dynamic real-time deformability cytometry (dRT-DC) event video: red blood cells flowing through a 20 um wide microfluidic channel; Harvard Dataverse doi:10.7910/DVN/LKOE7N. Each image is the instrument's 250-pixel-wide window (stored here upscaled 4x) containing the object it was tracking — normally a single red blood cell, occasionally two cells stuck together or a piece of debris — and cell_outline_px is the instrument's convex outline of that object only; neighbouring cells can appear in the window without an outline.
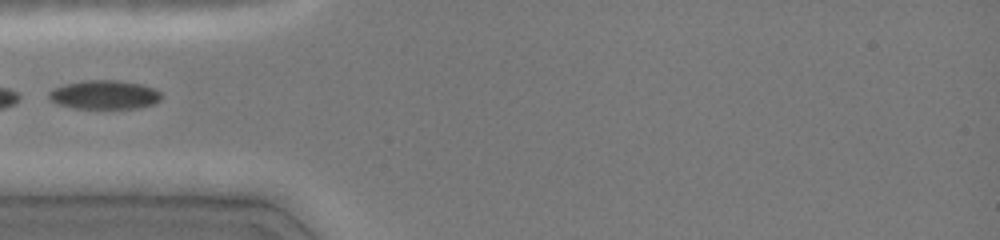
{"species": "common noctule bat (a hibernating species)", "species_latin": "Nyctalus noctula", "temperature_condition": "cold", "stored_images_in_passage": 25, "camera_frame_rate_fps": 3000, "um_per_image_px": 0.085, "animal": {"sex": "female", "body_mass_g": 19.0, "forearm_length_mm": 51.5}, "frame": {"image": 1, "passage_image": 1, "time_ms": 0.0, "image_size_px": [1000, 240], "cell_outline_px": [[160, 100], [156, 104], [136, 108], [76, 108], [56, 104], [48, 96], [48, 92], [52, 88], [64, 84], [84, 80], [120, 80], [140, 84], [152, 88], [160, 92]], "centroid_in_image_um": [8.85, 8.05], "position_along_channel_um": 76.1, "area_um2": 18.96}}
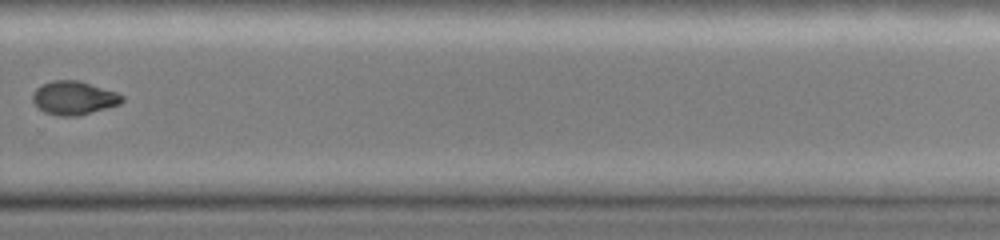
{"frame": {"image": 2, "passage_image": 14, "time_ms": 6.0, "image_size_px": [1000, 240], "cell_outline_px": [[124, 100], [120, 104], [76, 116], [60, 116], [44, 112], [32, 100], [32, 92], [40, 84], [52, 80], [80, 80], [116, 92], [124, 96]], "centroid_in_image_um": [6.26, 8.3], "position_along_channel_um": 323.5, "area_um2": 17.51}}